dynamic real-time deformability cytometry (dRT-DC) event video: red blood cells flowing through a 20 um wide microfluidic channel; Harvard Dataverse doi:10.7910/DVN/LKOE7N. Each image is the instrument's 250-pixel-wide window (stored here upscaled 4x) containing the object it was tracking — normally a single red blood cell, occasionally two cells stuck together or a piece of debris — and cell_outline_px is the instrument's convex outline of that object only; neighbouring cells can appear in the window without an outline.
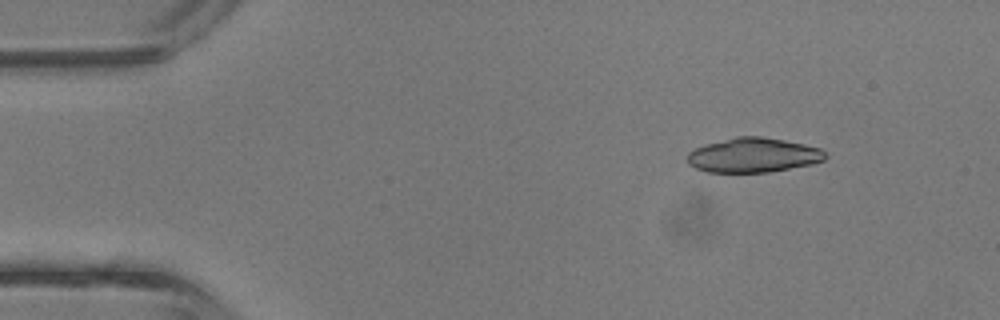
{"species": "common noctule bat (a hibernating species)", "species_latin": "Nyctalus noctula", "temperature_condition": "room temperature", "stored_images_in_passage": 39, "camera_frame_rate_fps": 3000, "um_per_image_px": 0.085, "animal": {"sex": "male", "body_mass_g": 13.3}, "frame": {"image": 1, "passage_image": 3, "time_ms": 0.667, "image_size_px": [1000, 320], "cell_outline_px": [[828, 156], [824, 160], [812, 164], [768, 172], [708, 172], [696, 168], [688, 164], [688, 152], [696, 148], [708, 144], [736, 136], [760, 136], [784, 140], [804, 144], [820, 148]], "centroid_in_image_um": [64.05, 13.19], "position_along_channel_um": 21.0, "area_um2": 27.57}}
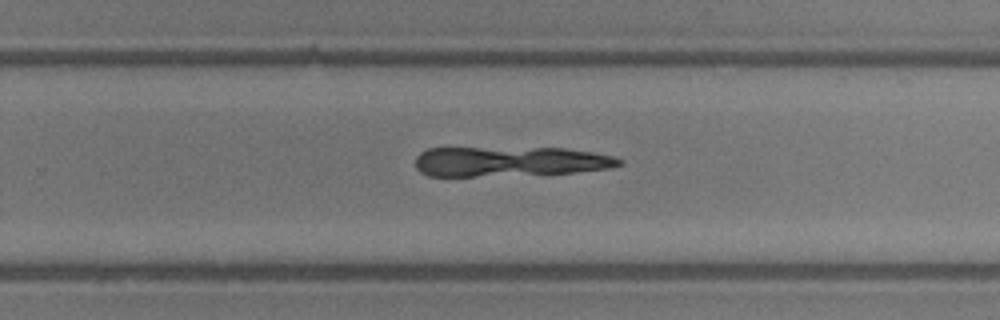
{"frame": {"image": 2, "passage_image": 24, "time_ms": 7.667, "image_size_px": [1000, 320], "cell_outline_px": [[624, 164], [612, 168], [572, 172], [476, 176], [428, 176], [420, 172], [416, 168], [416, 156], [420, 152], [428, 148], [564, 148], [592, 152], [612, 156], [624, 160]], "centroid_in_image_um": [43.32, 13.72], "position_along_channel_um": 286.5, "area_um2": 35.37}}
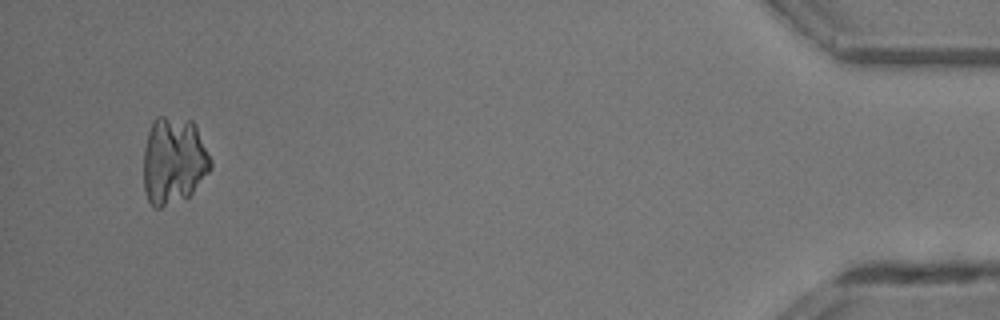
{"frame": {"image": 3, "passage_image": 37, "time_ms": 12.0, "image_size_px": [1000, 320], "cell_outline_px": [[212, 168], [192, 192], [188, 196], [160, 208], [152, 208], [144, 192], [144, 148], [148, 132], [152, 120], [156, 116], [164, 116], [192, 120], [196, 124], [212, 160]], "centroid_in_image_um": [14.76, 13.63], "position_along_channel_um": 420.4, "area_um2": 34.45}}